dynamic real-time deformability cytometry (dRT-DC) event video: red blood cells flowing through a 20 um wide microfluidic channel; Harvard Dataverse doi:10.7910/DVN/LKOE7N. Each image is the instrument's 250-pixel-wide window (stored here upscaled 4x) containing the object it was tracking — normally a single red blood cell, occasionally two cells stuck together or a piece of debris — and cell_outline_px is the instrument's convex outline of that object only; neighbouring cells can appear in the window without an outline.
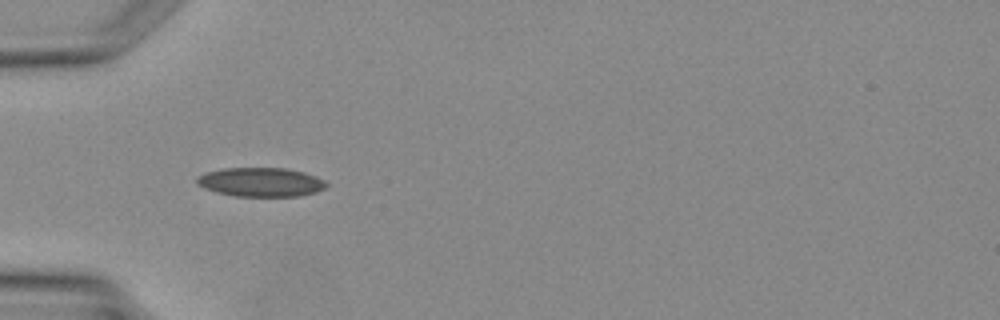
{"species": "Egyptian fruit bat (a non-hibernating species)", "species_latin": "Rousettus aegyptiacus", "temperature_condition": "warm", "stored_images_in_passage": 4, "camera_frame_rate_fps": 3000, "um_per_image_px": 0.085, "animal": {"sex": "female"}, "frame": {"image": 1, "passage_image": 4, "time_ms": 3.333, "image_size_px": [1000, 320], "cell_outline_px": [[328, 184], [324, 188], [316, 192], [300, 196], [236, 196], [216, 192], [204, 188], [196, 184], [196, 176], [208, 172], [224, 168], [284, 168], [304, 172], [316, 176], [324, 180]], "centroid_in_image_um": [22.16, 15.48], "position_along_channel_um": 62.8, "area_um2": 21.91}}